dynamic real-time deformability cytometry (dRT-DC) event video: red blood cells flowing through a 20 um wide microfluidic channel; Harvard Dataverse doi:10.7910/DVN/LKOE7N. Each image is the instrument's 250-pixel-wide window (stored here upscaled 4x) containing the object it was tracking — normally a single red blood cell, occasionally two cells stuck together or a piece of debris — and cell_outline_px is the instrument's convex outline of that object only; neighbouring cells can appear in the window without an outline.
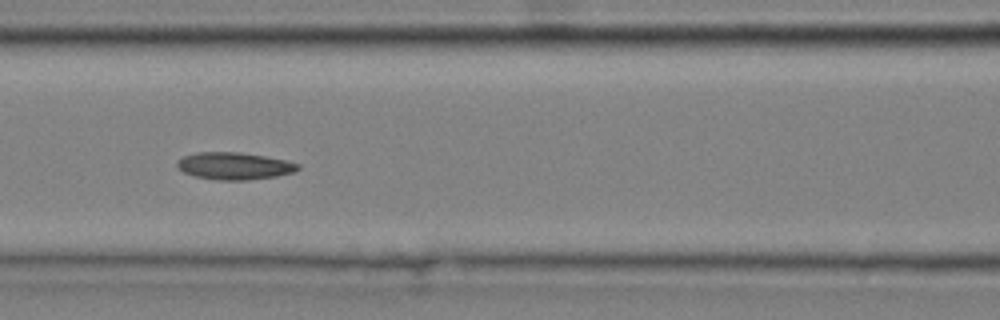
{"species": "common noctule bat (a hibernating species)", "species_latin": "Nyctalus noctula", "temperature_condition": "cold", "stored_images_in_passage": 9, "camera_frame_rate_fps": 3000, "um_per_image_px": 0.085, "animal": {"sex": "male", "body_mass_g": 20.4}, "frame": {"image": 1, "passage_image": 6, "time_ms": 1.667, "image_size_px": [1000, 320], "cell_outline_px": [[300, 168], [296, 172], [276, 176], [244, 180], [216, 180], [196, 176], [184, 172], [176, 168], [176, 160], [184, 156], [196, 152], [240, 152], [264, 156], [284, 160], [300, 164]], "centroid_in_image_um": [19.89, 14.1], "position_along_channel_um": 146.7, "area_um2": 19.19}}
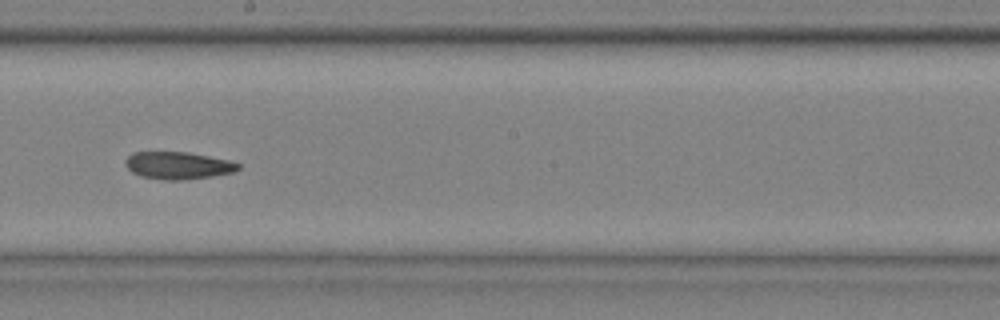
{"frame": {"image": 2, "passage_image": 8, "time_ms": 2.333, "image_size_px": [1000, 320], "cell_outline_px": [[240, 168], [236, 172], [212, 176], [184, 180], [164, 180], [140, 176], [132, 172], [124, 164], [124, 160], [132, 152], [188, 152], [228, 160], [240, 164]], "centroid_in_image_um": [15.12, 14.07], "position_along_channel_um": 233.1, "area_um2": 18.09}}
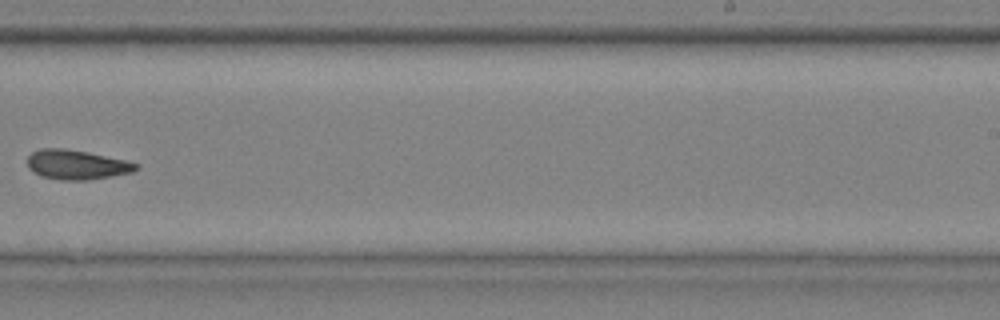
{"frame": {"image": 3, "passage_image": 9, "time_ms": 2.667, "image_size_px": [1000, 320], "cell_outline_px": [[140, 168], [132, 172], [112, 176], [88, 180], [60, 180], [40, 176], [32, 172], [28, 168], [28, 156], [32, 152], [40, 148], [60, 148], [84, 152], [124, 160], [140, 164]], "centroid_in_image_um": [6.49, 14.01], "position_along_channel_um": 282.5, "area_um2": 18.61}}